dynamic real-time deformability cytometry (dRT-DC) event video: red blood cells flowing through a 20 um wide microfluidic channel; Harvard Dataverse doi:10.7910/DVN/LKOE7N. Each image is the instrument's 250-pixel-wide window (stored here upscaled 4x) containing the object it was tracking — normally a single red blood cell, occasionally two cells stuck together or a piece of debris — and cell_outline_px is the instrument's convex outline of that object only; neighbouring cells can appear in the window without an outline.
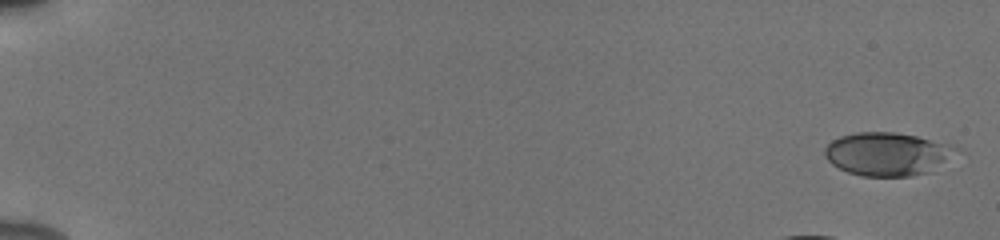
{"species": "human", "species_latin": "Homo sapiens", "temperature_condition": "cold", "stored_images_in_passage": 48, "camera_frame_rate_fps": 3000, "um_per_image_px": 0.085, "donor": {"sex": "male"}, "frame": {"image": 1, "passage_image": 1, "time_ms": 0.0, "image_size_px": [1000, 240], "cell_outline_px": [[964, 152], [932, 172], [912, 176], [860, 176], [848, 172], [832, 164], [824, 156], [824, 148], [832, 140], [840, 136], [856, 132], [896, 132], [956, 144]], "centroid_in_image_um": [75.57, 13.09], "position_along_channel_um": 9.4, "area_um2": 34.16}}